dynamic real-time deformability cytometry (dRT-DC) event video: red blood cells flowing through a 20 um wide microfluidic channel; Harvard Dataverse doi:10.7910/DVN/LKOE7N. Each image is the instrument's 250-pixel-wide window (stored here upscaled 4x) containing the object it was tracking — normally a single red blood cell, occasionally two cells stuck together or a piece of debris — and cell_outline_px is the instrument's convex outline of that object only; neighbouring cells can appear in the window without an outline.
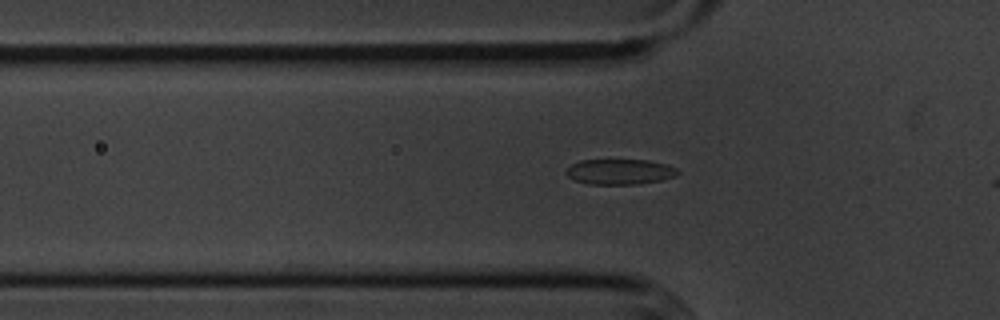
{"species": "common noctule bat (a hibernating species)", "species_latin": "Nyctalus noctula", "temperature_condition": "cold", "stored_images_in_passage": 10, "camera_frame_rate_fps": 3000, "um_per_image_px": 0.085, "animal": {"sex": "male", "body_mass_g": 20.1, "forearm_length_mm": 53.5}, "frame": {"image": 1, "passage_image": 7, "time_ms": 2.0, "image_size_px": [1000, 320], "cell_outline_px": [[680, 172], [676, 176], [660, 180], [636, 184], [588, 184], [576, 180], [568, 176], [564, 172], [572, 164], [580, 160], [648, 160], [668, 164], [676, 168]], "centroid_in_image_um": [52.7, 14.59], "position_along_channel_um": 73.1, "area_um2": 16.47}}